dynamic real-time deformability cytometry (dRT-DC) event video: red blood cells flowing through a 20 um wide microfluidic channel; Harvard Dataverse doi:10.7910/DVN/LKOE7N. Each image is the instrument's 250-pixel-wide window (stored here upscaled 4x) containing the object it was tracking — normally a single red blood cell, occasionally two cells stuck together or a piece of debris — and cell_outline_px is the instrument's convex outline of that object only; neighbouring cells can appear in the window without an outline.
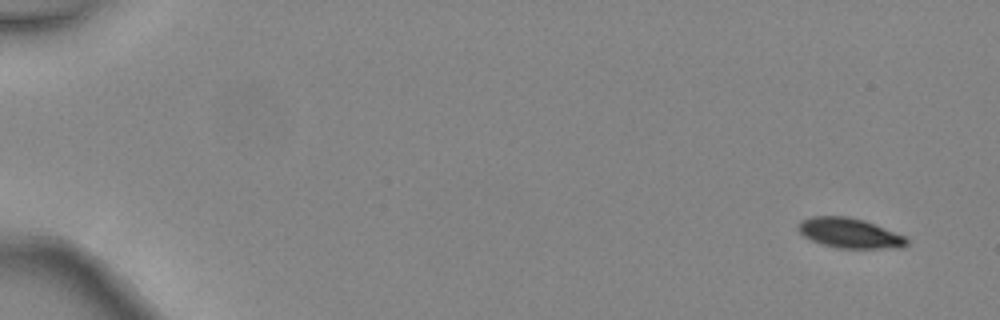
{"species": "common noctule bat (a hibernating species)", "species_latin": "Nyctalus noctula", "temperature_condition": "warm", "stored_images_in_passage": 5, "camera_frame_rate_fps": 3000, "um_per_image_px": 0.085, "animal": {"sex": "female", "body_mass_g": 24.6, "forearm_length_mm": 56.2}, "frame": {"image": 1, "passage_image": 1, "time_ms": 0.0, "image_size_px": [1000, 320], "cell_outline_px": [[908, 244], [896, 248], [836, 248], [812, 240], [804, 236], [796, 228], [796, 224], [800, 220], [812, 216], [848, 216], [864, 220], [904, 236], [908, 240]], "centroid_in_image_um": [72.16, 19.8], "position_along_channel_um": 12.8, "area_um2": 18.84}}
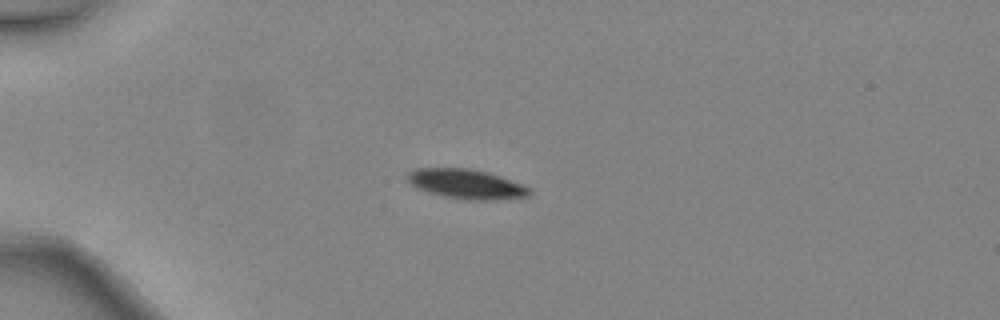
{"frame": {"image": 2, "passage_image": 4, "time_ms": 1.0, "image_size_px": [1000, 320], "cell_outline_px": [[532, 192], [528, 196], [496, 200], [468, 200], [444, 196], [428, 192], [416, 188], [408, 184], [404, 176], [408, 172], [416, 168], [468, 168], [500, 176], [524, 184]], "centroid_in_image_um": [39.58, 15.64], "position_along_channel_um": 45.4, "area_um2": 21.21}}